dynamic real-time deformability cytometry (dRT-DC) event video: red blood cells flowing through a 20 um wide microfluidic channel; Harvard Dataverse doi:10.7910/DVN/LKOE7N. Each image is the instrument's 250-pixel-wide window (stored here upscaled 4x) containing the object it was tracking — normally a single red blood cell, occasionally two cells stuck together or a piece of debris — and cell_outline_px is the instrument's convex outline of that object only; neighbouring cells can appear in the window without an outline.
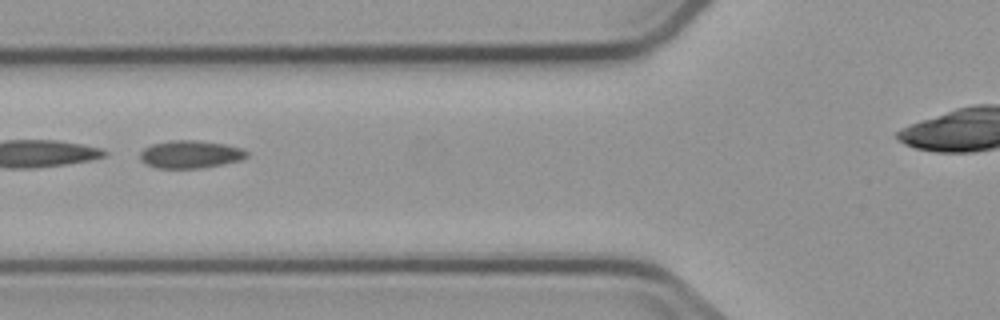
{"species": "common noctule bat (a hibernating species)", "species_latin": "Nyctalus noctula", "temperature_condition": "cold", "stored_images_in_passage": 8, "camera_frame_rate_fps": 3000, "um_per_image_px": 0.085, "animal": {"sex": "male", "body_mass_g": 23.1, "forearm_length_mm": 52.7}, "frame": {"image": 1, "passage_image": 3, "time_ms": 2.667, "image_size_px": [1000, 320], "cell_outline_px": [[248, 156], [240, 160], [200, 168], [156, 168], [140, 160], [140, 152], [144, 148], [152, 144], [172, 140], [196, 140], [224, 144], [240, 148], [248, 152]], "centroid_in_image_um": [16.15, 13.11], "position_along_channel_um": 109.6, "area_um2": 17.05}}
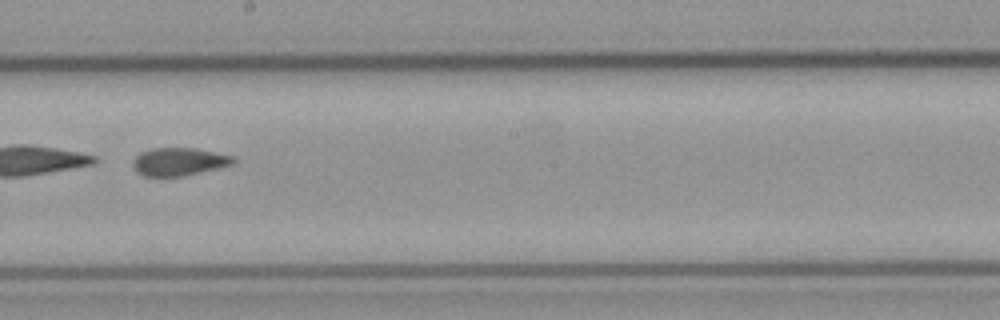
{"frame": {"image": 2, "passage_image": 6, "time_ms": 6.0, "image_size_px": [1000, 320], "cell_outline_px": [[236, 160], [232, 164], [184, 176], [144, 176], [136, 172], [132, 164], [136, 156], [140, 152], [152, 148], [196, 148], [232, 156]], "centroid_in_image_um": [15.17, 13.74], "position_along_channel_um": 233.0, "area_um2": 16.18}}
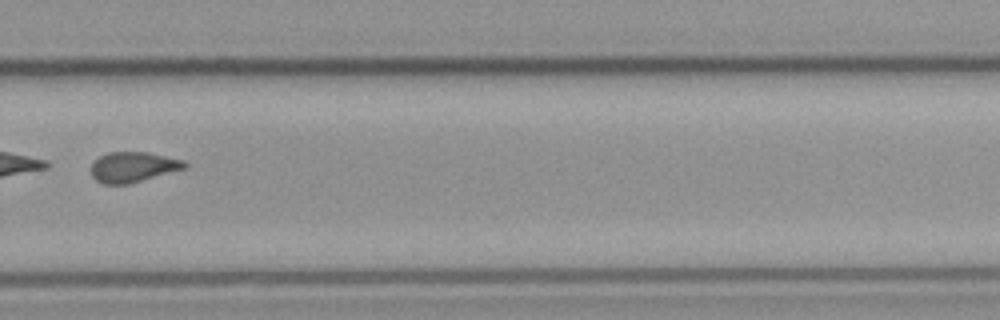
{"frame": {"image": 3, "passage_image": 8, "time_ms": 8.333, "image_size_px": [1000, 320], "cell_outline_px": [[188, 168], [128, 184], [104, 184], [96, 180], [92, 176], [92, 164], [100, 156], [108, 152], [148, 152], [184, 160], [188, 164]], "centroid_in_image_um": [11.36, 14.19], "position_along_channel_um": 318.4, "area_um2": 16.53}}